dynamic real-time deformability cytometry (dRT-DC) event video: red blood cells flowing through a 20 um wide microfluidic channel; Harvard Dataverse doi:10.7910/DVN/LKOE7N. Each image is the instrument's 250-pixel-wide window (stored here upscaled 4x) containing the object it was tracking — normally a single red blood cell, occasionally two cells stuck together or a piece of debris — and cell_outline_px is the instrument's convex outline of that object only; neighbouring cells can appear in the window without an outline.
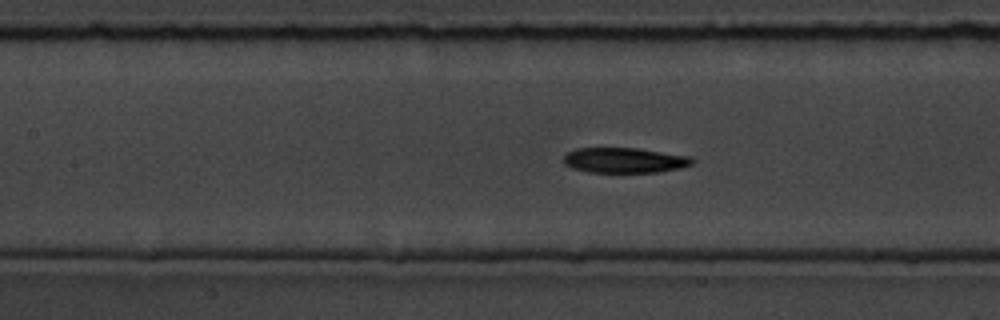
{"species": "common noctule bat (a hibernating species)", "species_latin": "Nyctalus noctula", "temperature_condition": "room temperature", "stored_images_in_passage": 56, "camera_frame_rate_fps": 3000, "um_per_image_px": 0.085, "animal": {"sex": "male", "body_mass_g": 19.5, "forearm_length_mm": 54.6}, "frame": {"image": 1, "passage_image": 25, "time_ms": 8.0, "image_size_px": [1000, 320], "cell_outline_px": [[696, 160], [692, 164], [680, 168], [660, 172], [588, 172], [572, 168], [564, 164], [564, 156], [568, 152], [576, 148], [636, 148], [692, 156]], "centroid_in_image_um": [53.11, 13.62], "position_along_channel_um": 154.3, "area_um2": 19.02}}
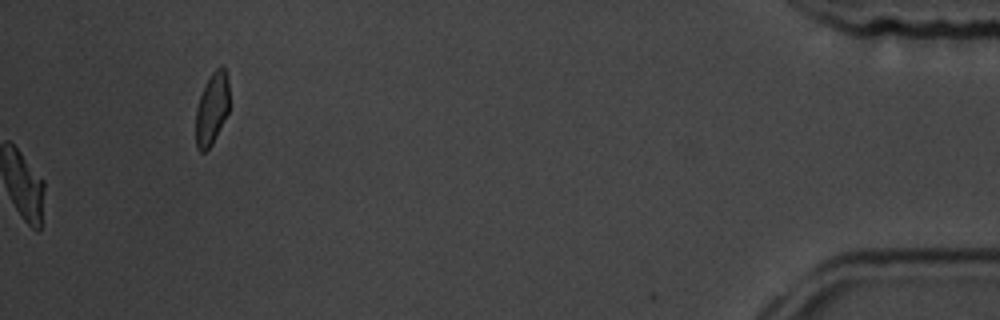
{"frame": {"image": 2, "passage_image": 56, "time_ms": 18.333, "image_size_px": [1000, 320], "cell_outline_px": [[228, 112], [212, 144], [204, 152], [200, 152], [196, 148], [196, 108], [200, 96], [212, 72], [220, 64], [224, 68], [228, 76]], "centroid_in_image_um": [18.01, 9.24], "position_along_channel_um": 417.2, "area_um2": 13.93}, "authors_computed_cell_mechanics": {"area_um2": 19.074, "velocity_mm_per_s": 3.7014, "shape_relaxation_time_tau1_ms": 3.4593, "shape_relaxation_time_tau2_ms": 2.1883, "deformation_change_tau1": 0.1329, "deformation_change_tau2": 0.0784}}